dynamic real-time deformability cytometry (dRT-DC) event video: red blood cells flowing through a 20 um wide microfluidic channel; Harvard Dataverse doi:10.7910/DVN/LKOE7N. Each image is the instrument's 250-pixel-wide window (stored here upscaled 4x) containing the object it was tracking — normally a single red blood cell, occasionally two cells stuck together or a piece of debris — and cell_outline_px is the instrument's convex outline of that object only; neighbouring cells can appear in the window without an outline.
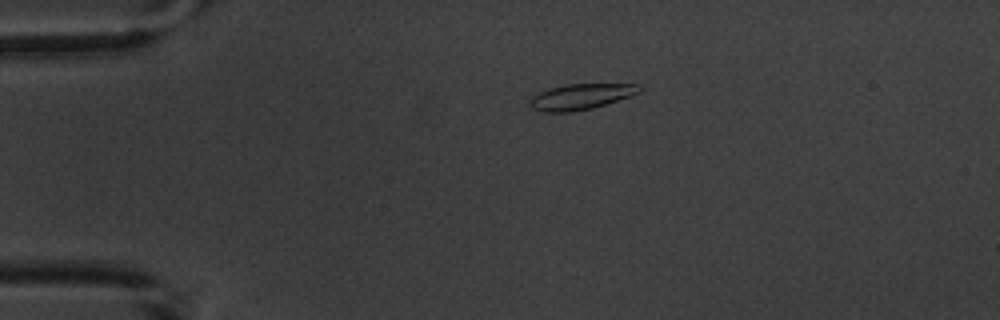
{"species": "common noctule bat (a hibernating species)", "species_latin": "Nyctalus noctula", "temperature_condition": "warm", "stored_images_in_passage": 5, "camera_frame_rate_fps": 3000, "um_per_image_px": 0.085, "animal": {"sex": "male", "body_mass_g": 20.1, "forearm_length_mm": 53.5}, "frame": {"image": 1, "passage_image": 4, "time_ms": 3.667, "image_size_px": [1000, 320], "cell_outline_px": [[640, 92], [592, 108], [572, 112], [544, 112], [532, 108], [528, 104], [532, 96], [548, 88], [568, 84], [640, 84]], "centroid_in_image_um": [49.31, 8.21], "position_along_channel_um": 35.7, "area_um2": 16.18}}